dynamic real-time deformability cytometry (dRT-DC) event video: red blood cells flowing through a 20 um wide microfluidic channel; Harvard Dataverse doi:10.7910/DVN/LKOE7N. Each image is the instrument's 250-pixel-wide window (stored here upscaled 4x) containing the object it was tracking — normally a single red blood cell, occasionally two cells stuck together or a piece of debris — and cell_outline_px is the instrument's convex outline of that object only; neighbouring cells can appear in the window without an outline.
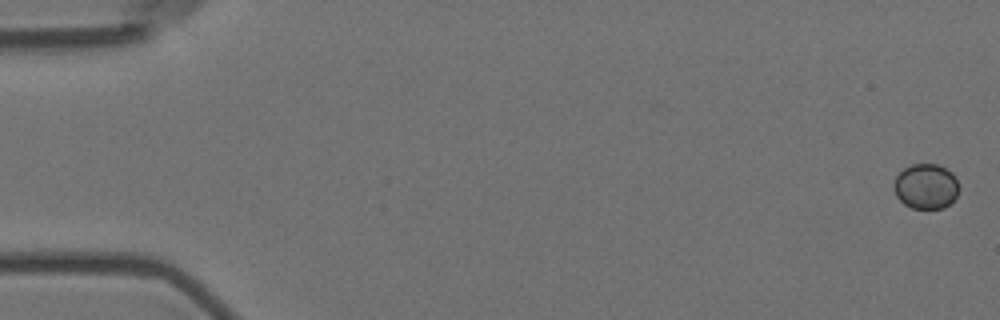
{"species": "Egyptian fruit bat (a non-hibernating species)", "species_latin": "Rousettus aegyptiacus", "temperature_condition": "room temperature", "stored_images_in_passage": 7, "camera_frame_rate_fps": 3000, "um_per_image_px": 0.085, "animal": {"sex": "female"}, "frame": {"image": 1, "passage_image": 1, "time_ms": 0.0, "image_size_px": [1000, 320], "cell_outline_px": [[960, 188], [956, 196], [944, 208], [912, 208], [904, 204], [896, 196], [892, 188], [896, 176], [904, 168], [912, 164], [936, 164], [952, 172], [956, 176]], "centroid_in_image_um": [78.7, 15.83], "position_along_channel_um": 6.3, "area_um2": 17.22}}
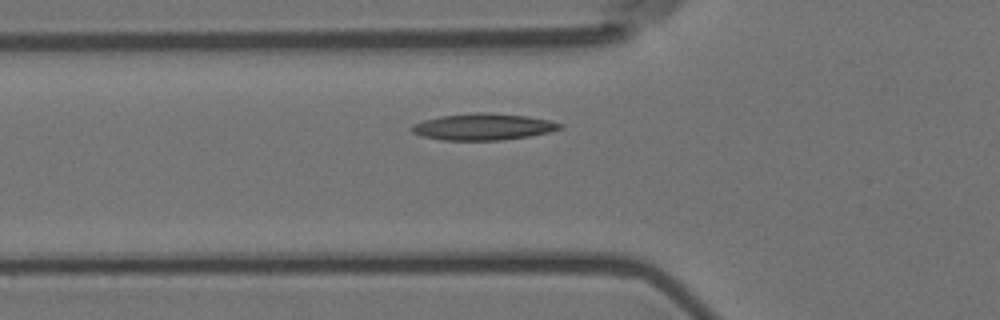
{"frame": {"image": 2, "passage_image": 7, "time_ms": 2.0, "image_size_px": [1000, 320], "cell_outline_px": [[564, 128], [548, 132], [528, 136], [500, 140], [444, 140], [424, 136], [412, 132], [408, 128], [412, 124], [424, 120], [440, 116], [476, 112], [484, 112], [528, 116], [548, 120], [564, 124]], "centroid_in_image_um": [41.06, 10.77], "position_along_channel_um": 84.7, "area_um2": 22.89}}